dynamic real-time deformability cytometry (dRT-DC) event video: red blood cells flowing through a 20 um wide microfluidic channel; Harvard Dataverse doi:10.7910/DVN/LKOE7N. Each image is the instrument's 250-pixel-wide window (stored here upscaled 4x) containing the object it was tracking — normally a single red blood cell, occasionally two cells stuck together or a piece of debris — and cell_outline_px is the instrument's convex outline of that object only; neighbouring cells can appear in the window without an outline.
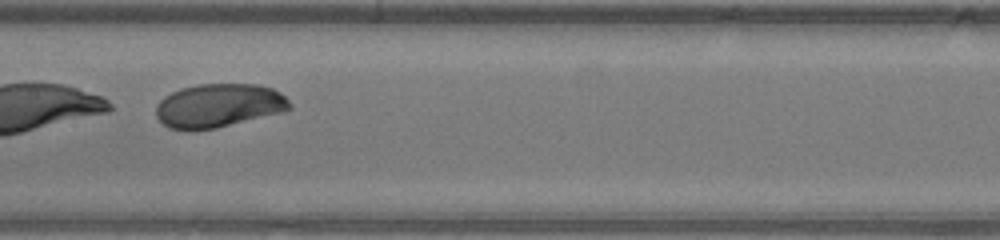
{"species": "human", "species_latin": "Homo sapiens", "temperature_condition": "warm", "stored_images_in_passage": 28, "segment_of_instrument_passage": [2, 2], "camera_frame_rate_fps": 3000, "um_per_image_px": 0.085, "donor": {"sex": "male"}, "frame": {"image": 1, "passage_image": 17, "time_ms": 5.333, "image_size_px": [1000, 240], "cell_outline_px": [[292, 108], [284, 112], [216, 128], [192, 132], [168, 128], [156, 116], [156, 104], [164, 96], [180, 88], [200, 84], [256, 84], [272, 88], [280, 92], [292, 104]], "centroid_in_image_um": [18.58, 8.99], "position_along_channel_um": 188.8, "area_um2": 34.51}}
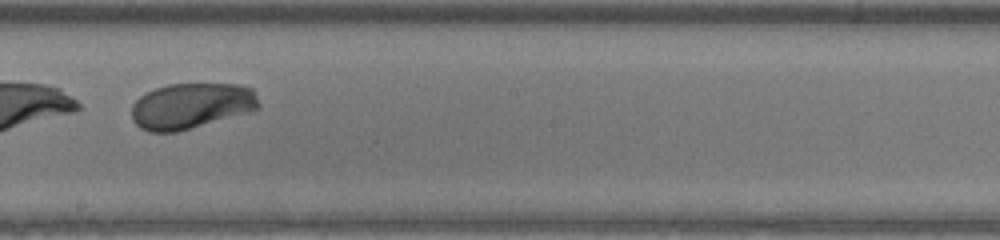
{"frame": {"image": 2, "passage_image": 20, "time_ms": 6.333, "image_size_px": [1000, 240], "cell_outline_px": [[260, 108], [252, 112], [176, 132], [148, 132], [140, 128], [132, 120], [132, 104], [144, 92], [168, 84], [236, 84], [252, 88], [260, 104]], "centroid_in_image_um": [16.26, 9.0], "position_along_channel_um": 231.9, "area_um2": 34.22}}
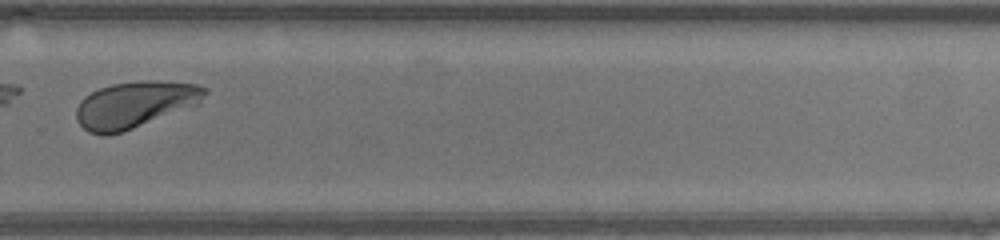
{"frame": {"image": 3, "passage_image": 26, "time_ms": 8.333, "image_size_px": [1000, 240], "cell_outline_px": [[208, 92], [196, 104], [132, 128], [108, 136], [104, 136], [88, 132], [76, 120], [76, 108], [80, 100], [84, 96], [100, 88], [112, 84], [144, 80], [152, 80], [196, 84], [208, 88]], "centroid_in_image_um": [11.41, 8.88], "position_along_channel_um": 318.4, "area_um2": 34.33}}